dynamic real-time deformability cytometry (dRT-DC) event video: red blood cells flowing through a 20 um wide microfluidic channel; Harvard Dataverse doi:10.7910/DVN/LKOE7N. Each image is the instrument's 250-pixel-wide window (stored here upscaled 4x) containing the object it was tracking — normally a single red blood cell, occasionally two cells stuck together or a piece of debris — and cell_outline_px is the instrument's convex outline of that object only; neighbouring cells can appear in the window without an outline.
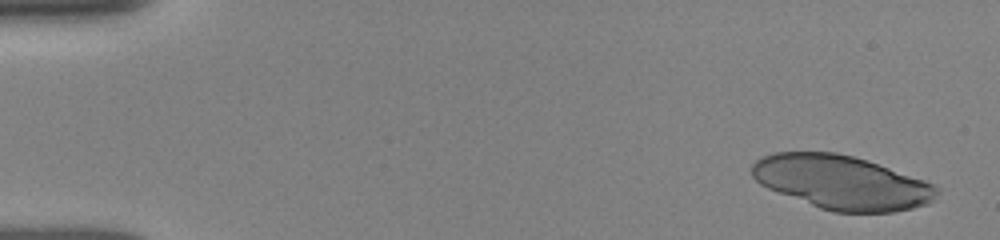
{"species": "human", "species_latin": "Homo sapiens", "temperature_condition": "room temperature", "stored_images_in_passage": 30, "camera_frame_rate_fps": 3000, "um_per_image_px": 0.085, "donor": {"sex": "female"}, "frame": {"image": 1, "passage_image": 1, "time_ms": 0.0, "image_size_px": [1000, 240], "cell_outline_px": [[940, 192], [928, 204], [912, 208], [892, 212], [832, 212], [820, 208], [768, 188], [760, 184], [752, 176], [752, 164], [756, 160], [772, 152], [836, 152], [868, 160], [924, 180], [940, 188]], "centroid_in_image_um": [71.55, 15.5], "position_along_channel_um": 13.4, "area_um2": 57.86}}
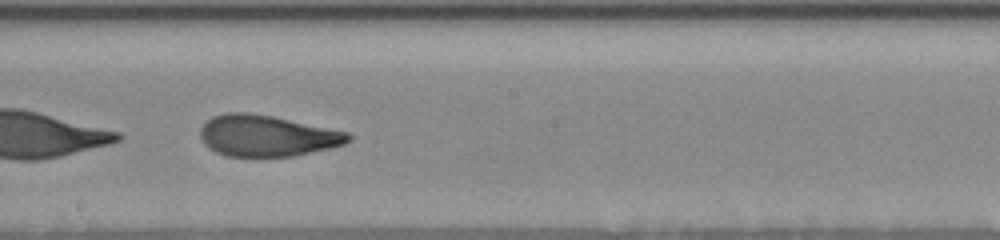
{"frame": {"image": 2, "passage_image": 24, "time_ms": 9.0, "image_size_px": [1000, 240], "cell_outline_px": [[352, 140], [344, 144], [332, 148], [296, 156], [228, 156], [216, 152], [204, 144], [200, 136], [200, 128], [212, 116], [224, 112], [248, 112], [272, 116], [348, 132], [352, 136]], "centroid_in_image_um": [22.7, 11.54], "position_along_channel_um": 225.5, "area_um2": 35.66}}
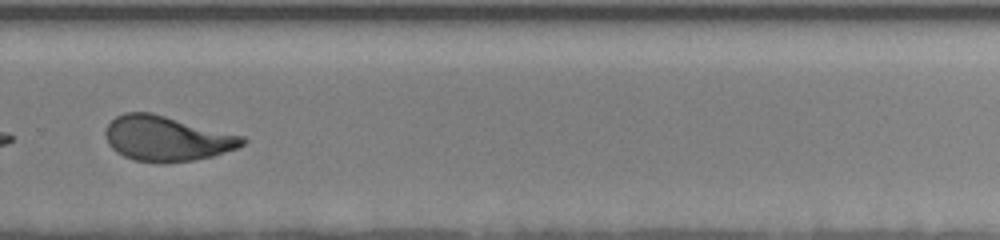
{"frame": {"image": 3, "passage_image": 29, "time_ms": 11.333, "image_size_px": [1000, 240], "cell_outline_px": [[248, 140], [244, 144], [236, 148], [212, 156], [192, 160], [164, 164], [156, 164], [136, 160], [124, 156], [116, 152], [108, 144], [104, 132], [108, 124], [116, 116], [124, 112], [152, 112], [244, 136]], "centroid_in_image_um": [14.16, 11.77], "position_along_channel_um": 315.6, "area_um2": 36.24}}